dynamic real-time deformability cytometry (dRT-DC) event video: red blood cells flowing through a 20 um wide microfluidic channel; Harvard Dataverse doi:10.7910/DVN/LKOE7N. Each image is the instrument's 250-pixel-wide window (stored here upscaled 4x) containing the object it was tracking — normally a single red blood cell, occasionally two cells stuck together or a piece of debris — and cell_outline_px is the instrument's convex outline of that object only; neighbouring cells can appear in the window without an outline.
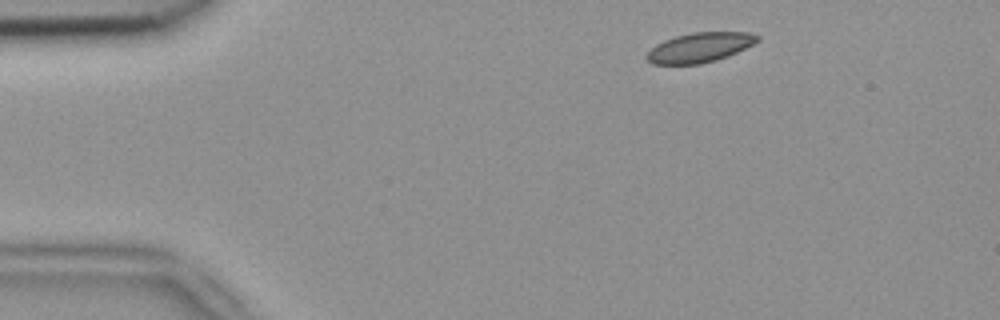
{"species": "common noctule bat (a hibernating species)", "species_latin": "Nyctalus noctula", "temperature_condition": "room temperature", "stored_images_in_passage": 3, "camera_frame_rate_fps": 3000, "um_per_image_px": 0.085, "animal": {"sex": "female", "body_mass_g": 18.4}, "frame": {"image": 1, "passage_image": 1, "time_ms": 0.0, "image_size_px": [1000, 320], "cell_outline_px": [[760, 40], [728, 56], [716, 60], [700, 64], [652, 64], [644, 56], [656, 44], [664, 40], [676, 36], [692, 32], [748, 32], [760, 36]], "centroid_in_image_um": [59.46, 4.03], "position_along_channel_um": 25.5, "area_um2": 19.07}}